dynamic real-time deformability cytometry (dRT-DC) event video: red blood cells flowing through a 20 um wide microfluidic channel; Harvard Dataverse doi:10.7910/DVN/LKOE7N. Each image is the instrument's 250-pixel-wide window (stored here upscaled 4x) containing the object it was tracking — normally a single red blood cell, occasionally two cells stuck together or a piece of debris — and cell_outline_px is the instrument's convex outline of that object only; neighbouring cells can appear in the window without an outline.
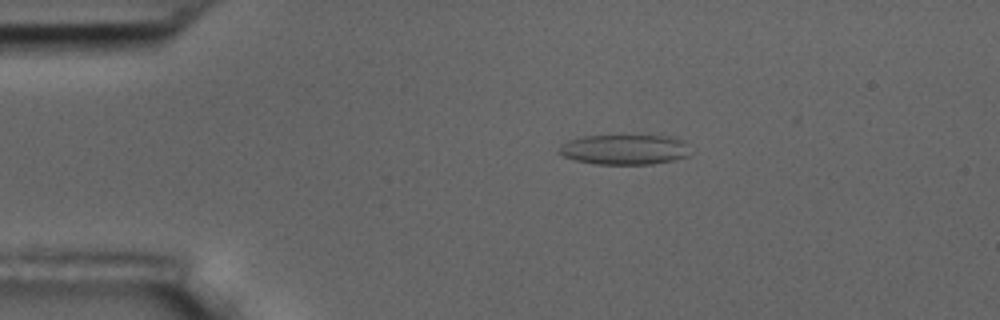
{"species": "common noctule bat (a hibernating species)", "species_latin": "Nyctalus noctula", "temperature_condition": "room temperature", "stored_images_in_passage": 56, "camera_frame_rate_fps": 3000, "um_per_image_px": 0.085, "animal": {"sex": "male", "body_mass_g": 17.5, "forearm_length_mm": 52.3}, "frame": {"image": 1, "passage_image": 11, "time_ms": 3.333, "image_size_px": [1000, 320], "cell_outline_px": [[688, 156], [672, 160], [652, 164], [596, 164], [576, 160], [564, 156], [556, 152], [568, 140], [580, 136], [640, 132], [676, 136], [684, 140]], "centroid_in_image_um": [53.11, 12.63], "position_along_channel_um": 31.9, "area_um2": 24.22}}
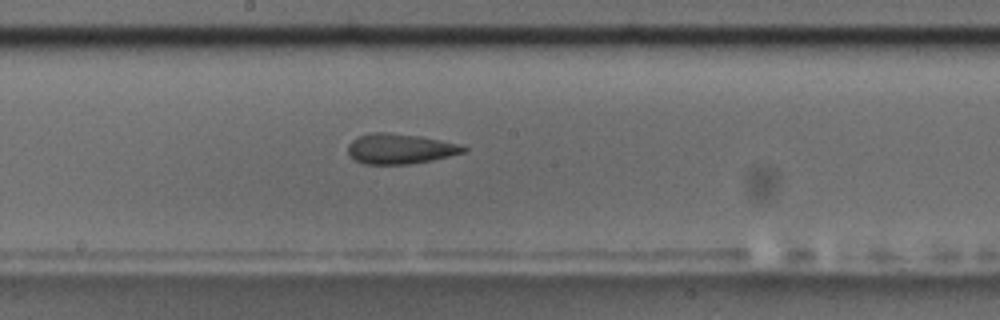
{"frame": {"image": 2, "passage_image": 30, "time_ms": 9.667, "image_size_px": [1000, 320], "cell_outline_px": [[468, 148], [464, 152], [432, 160], [408, 164], [364, 164], [356, 160], [348, 152], [348, 144], [352, 140], [360, 136], [372, 132], [388, 132], [420, 136], [460, 144]], "centroid_in_image_um": [34.0, 12.64], "position_along_channel_um": 214.2, "area_um2": 20.17}}
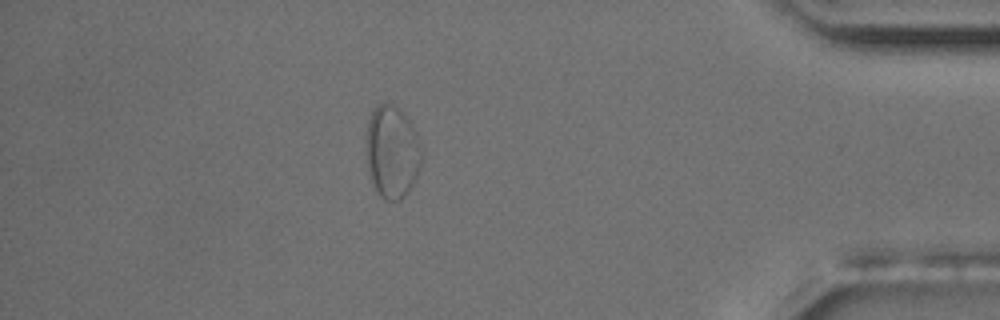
{"frame": {"image": 3, "passage_image": 49, "time_ms": 16.0, "image_size_px": [1000, 320], "cell_outline_px": [[420, 168], [412, 184], [404, 196], [400, 200], [384, 200], [376, 192], [372, 184], [368, 172], [364, 152], [364, 140], [368, 120], [376, 104], [388, 104], [396, 108], [408, 120], [416, 132], [420, 144]], "centroid_in_image_um": [33.25, 12.94], "position_along_channel_um": 401.9, "area_um2": 30.06}, "authors_computed_cell_mechanics": {"area_um2": 23.3512, "velocity_mm_per_s": 3.6036, "shape_relaxation_time_tau1_ms": null, "shape_relaxation_time_tau2_ms": 1.5251, "deformation_change_tau1": null, "deformation_change_tau2": 0.0923}}